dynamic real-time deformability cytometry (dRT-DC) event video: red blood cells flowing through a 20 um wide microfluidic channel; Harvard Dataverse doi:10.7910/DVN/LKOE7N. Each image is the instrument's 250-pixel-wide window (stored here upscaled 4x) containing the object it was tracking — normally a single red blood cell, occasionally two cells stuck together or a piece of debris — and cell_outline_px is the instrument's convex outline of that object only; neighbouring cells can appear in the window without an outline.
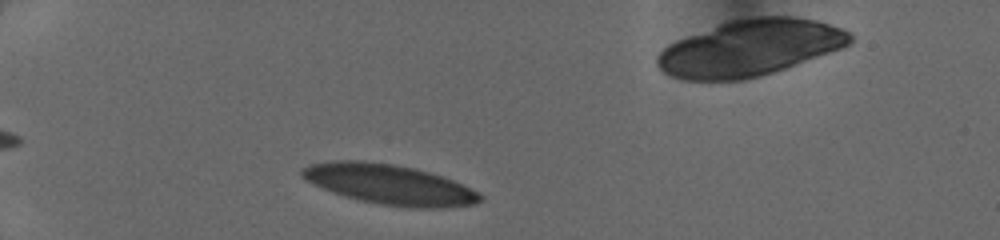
{"species": "human", "species_latin": "Homo sapiens", "temperature_condition": "cold", "stored_images_in_passage": 30, "camera_frame_rate_fps": 3000, "um_per_image_px": 0.085, "donor": {"sex": "female"}, "frame": {"image": 1, "passage_image": 1, "time_ms": 0.0, "image_size_px": [1000, 240], "cell_outline_px": [[484, 200], [476, 204], [440, 208], [412, 208], [380, 204], [360, 200], [344, 196], [332, 192], [300, 176], [300, 168], [308, 164], [336, 160], [360, 160], [392, 164], [416, 168], [452, 180], [484, 196]], "centroid_in_image_um": [33.08, 15.68], "position_along_channel_um": 51.9, "area_um2": 41.33}}
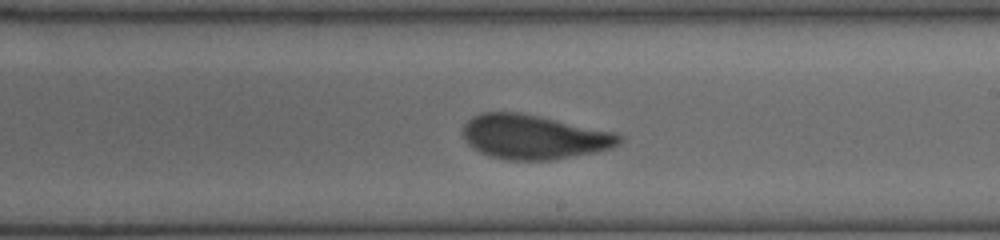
{"frame": {"image": 2, "passage_image": 17, "time_ms": 5.333, "image_size_px": [1000, 240], "cell_outline_px": [[624, 140], [620, 144], [612, 148], [596, 152], [552, 160], [508, 160], [488, 156], [472, 148], [464, 140], [464, 124], [472, 116], [480, 112], [520, 112], [540, 116], [616, 132], [624, 136]], "centroid_in_image_um": [45.41, 11.64], "position_along_channel_um": 243.6, "area_um2": 40.86}}
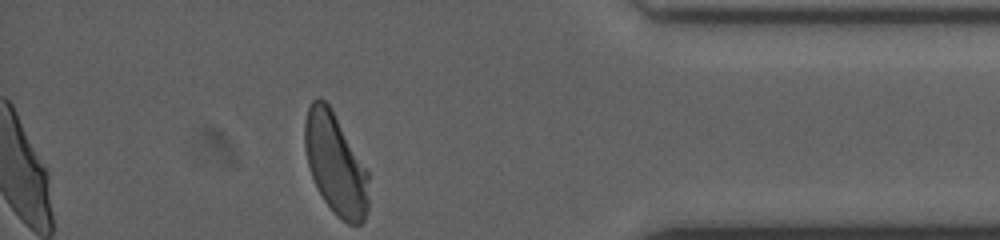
{"frame": {"image": 3, "passage_image": 30, "time_ms": 9.667, "image_size_px": [1000, 240], "cell_outline_px": [[368, 208], [364, 220], [360, 224], [348, 224], [336, 216], [332, 212], [324, 200], [312, 176], [308, 164], [304, 148], [304, 124], [308, 108], [312, 100], [316, 96], [320, 96], [332, 108], [368, 172]], "centroid_in_image_um": [28.5, 13.92], "position_along_channel_um": 406.7, "area_um2": 37.69}}